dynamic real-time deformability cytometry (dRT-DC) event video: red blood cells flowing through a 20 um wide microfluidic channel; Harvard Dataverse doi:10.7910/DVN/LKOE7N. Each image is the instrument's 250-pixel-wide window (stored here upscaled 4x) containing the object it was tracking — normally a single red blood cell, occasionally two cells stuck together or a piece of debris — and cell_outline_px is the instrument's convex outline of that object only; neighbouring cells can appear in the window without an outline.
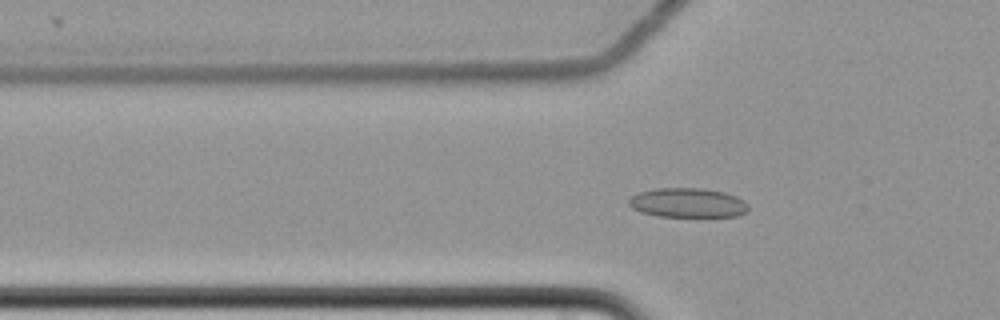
{"species": "common noctule bat (a hibernating species)", "species_latin": "Nyctalus noctula", "temperature_condition": "cold", "stored_images_in_passage": 58, "camera_frame_rate_fps": 3000, "um_per_image_px": 0.085, "animal": {"sex": "female", "body_mass_g": 22.7, "forearm_length_mm": 54.2}, "frame": {"image": 1, "passage_image": 18, "time_ms": 5.667, "image_size_px": [1000, 320], "cell_outline_px": [[748, 208], [744, 212], [736, 216], [660, 216], [640, 212], [632, 208], [628, 204], [628, 200], [632, 196], [640, 192], [656, 188], [704, 188], [724, 192], [736, 196], [748, 204]], "centroid_in_image_um": [58.43, 17.23], "position_along_channel_um": 67.4, "area_um2": 20.35}}
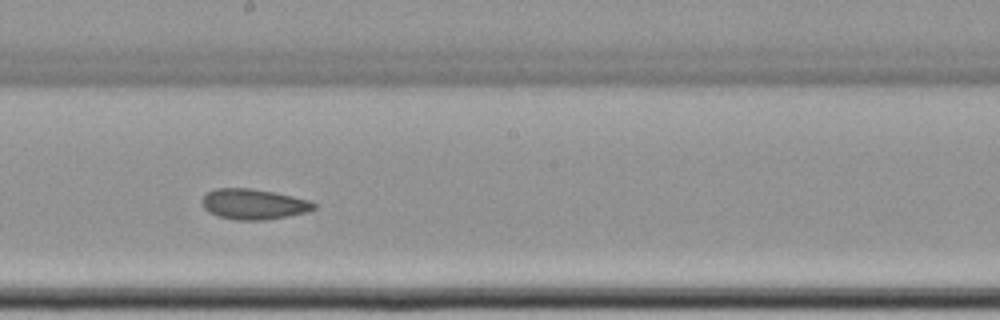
{"frame": {"image": 2, "passage_image": 32, "time_ms": 10.333, "image_size_px": [1000, 320], "cell_outline_px": [[316, 208], [308, 212], [288, 216], [264, 220], [236, 220], [220, 216], [208, 212], [204, 208], [200, 200], [208, 192], [216, 188], [252, 188], [292, 196], [308, 200], [316, 204]], "centroid_in_image_um": [21.55, 17.35], "position_along_channel_um": 226.7, "area_um2": 19.83}}
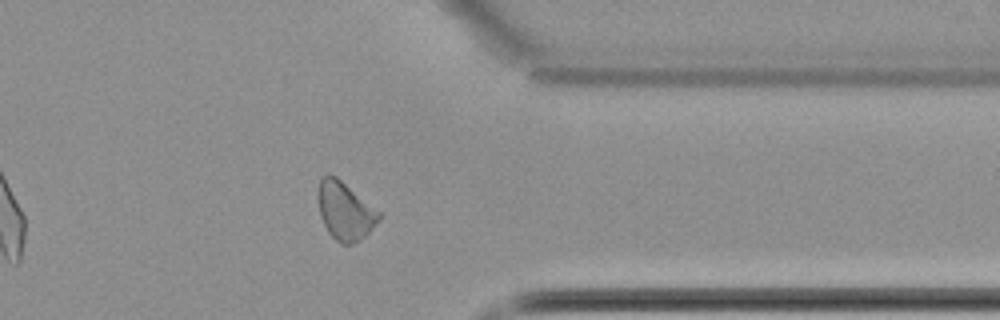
{"frame": {"image": 3, "passage_image": 46, "time_ms": 15.0, "image_size_px": [1000, 320], "cell_outline_px": [[380, 220], [360, 240], [352, 244], [344, 244], [336, 240], [328, 232], [320, 216], [316, 192], [320, 180], [328, 172], [336, 176], [380, 212]], "centroid_in_image_um": [29.29, 17.91], "position_along_channel_um": 382.1, "area_um2": 20.52}, "authors_computed_cell_mechanics": {"area_um2": 20.3456, "velocity_mm_per_s": 3.4727, "shape_relaxation_time_tau1_ms": null, "shape_relaxation_time_tau2_ms": 3.541, "deformation_change_tau1": null, "deformation_change_tau2": 0.0821}}